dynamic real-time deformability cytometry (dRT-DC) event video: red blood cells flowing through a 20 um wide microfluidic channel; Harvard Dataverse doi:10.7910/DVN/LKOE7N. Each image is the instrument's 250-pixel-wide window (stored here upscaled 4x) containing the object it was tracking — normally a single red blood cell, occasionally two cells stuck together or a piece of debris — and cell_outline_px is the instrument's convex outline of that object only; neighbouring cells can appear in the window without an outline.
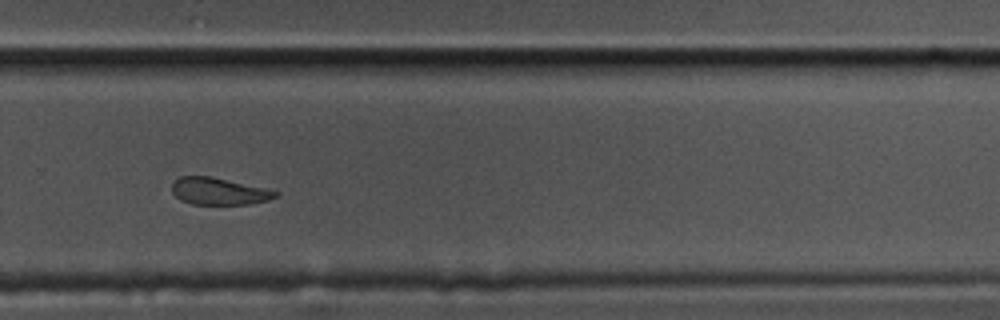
{"species": "common noctule bat (a hibernating species)", "species_latin": "Nyctalus noctula", "temperature_condition": "cold", "stored_images_in_passage": 34, "camera_frame_rate_fps": 3000, "um_per_image_px": 0.085, "animal": {"sex": "male", "body_mass_g": 17.5, "forearm_length_mm": 52.3}, "frame": {"image": 1, "passage_image": 25, "time_ms": 8.0, "image_size_px": [1000, 320], "cell_outline_px": [[280, 192], [276, 196], [268, 200], [248, 204], [192, 204], [180, 200], [172, 192], [172, 180], [180, 176], [208, 176], [268, 188]], "centroid_in_image_um": [18.58, 16.25], "position_along_channel_um": 311.2, "area_um2": 16.36}}
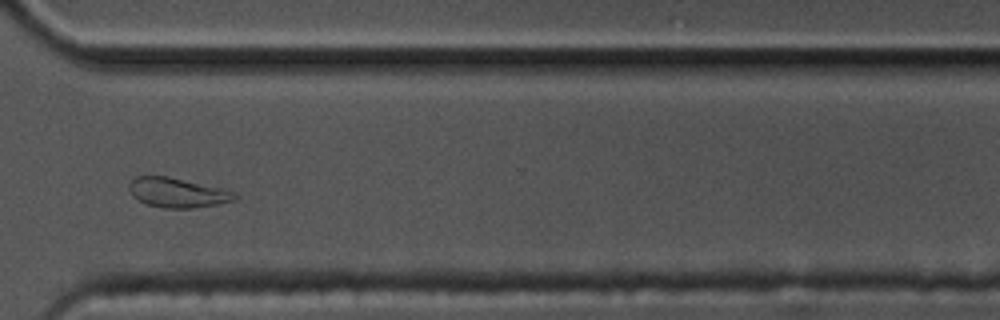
{"frame": {"image": 2, "passage_image": 29, "time_ms": 9.333, "image_size_px": [1000, 320], "cell_outline_px": [[240, 196], [236, 200], [220, 204], [192, 208], [164, 208], [148, 204], [136, 200], [132, 196], [128, 188], [128, 184], [136, 176], [168, 176], [220, 188], [236, 192]], "centroid_in_image_um": [15.09, 16.38], "position_along_channel_um": 355.5, "area_um2": 18.38}, "authors_computed_cell_mechanics": {"area_um2": 18.1781, "velocity_mm_per_s": 3.2925, "shape_relaxation_time_tau1_ms": 3.7953, "shape_relaxation_time_tau2_ms": 8.8182, "deformation_change_tau1": 0.1149, "deformation_change_tau2": 0.1236}}